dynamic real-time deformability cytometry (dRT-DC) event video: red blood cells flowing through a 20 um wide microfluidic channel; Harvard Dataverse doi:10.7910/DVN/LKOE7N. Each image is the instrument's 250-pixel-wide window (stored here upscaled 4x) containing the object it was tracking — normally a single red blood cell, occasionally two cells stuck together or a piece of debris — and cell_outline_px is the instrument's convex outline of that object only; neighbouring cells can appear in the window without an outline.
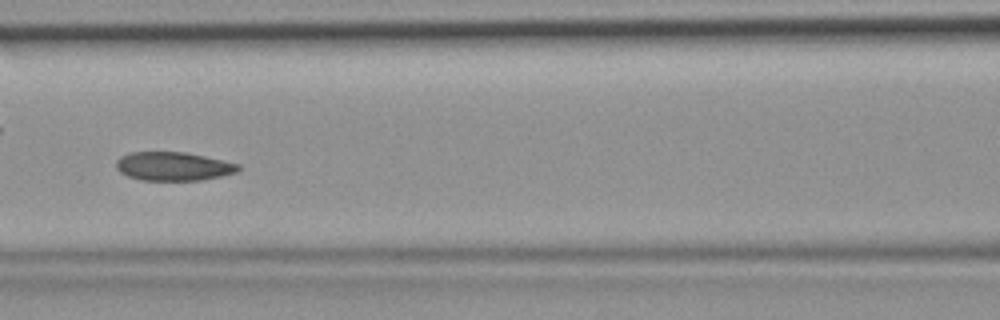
{"species": "common noctule bat (a hibernating species)", "species_latin": "Nyctalus noctula", "temperature_condition": "room temperature", "stored_images_in_passage": 46, "camera_frame_rate_fps": 3000, "um_per_image_px": 0.085, "animal": {"sex": "female", "body_mass_g": 19.9}, "frame": {"image": 1, "passage_image": 20, "time_ms": 6.333, "image_size_px": [1000, 320], "cell_outline_px": [[240, 168], [236, 172], [220, 176], [200, 180], [140, 180], [128, 176], [120, 172], [116, 168], [116, 160], [120, 156], [128, 152], [184, 152], [204, 156], [240, 164]], "centroid_in_image_um": [14.69, 14.13], "position_along_channel_um": 151.9, "area_um2": 20.35}}